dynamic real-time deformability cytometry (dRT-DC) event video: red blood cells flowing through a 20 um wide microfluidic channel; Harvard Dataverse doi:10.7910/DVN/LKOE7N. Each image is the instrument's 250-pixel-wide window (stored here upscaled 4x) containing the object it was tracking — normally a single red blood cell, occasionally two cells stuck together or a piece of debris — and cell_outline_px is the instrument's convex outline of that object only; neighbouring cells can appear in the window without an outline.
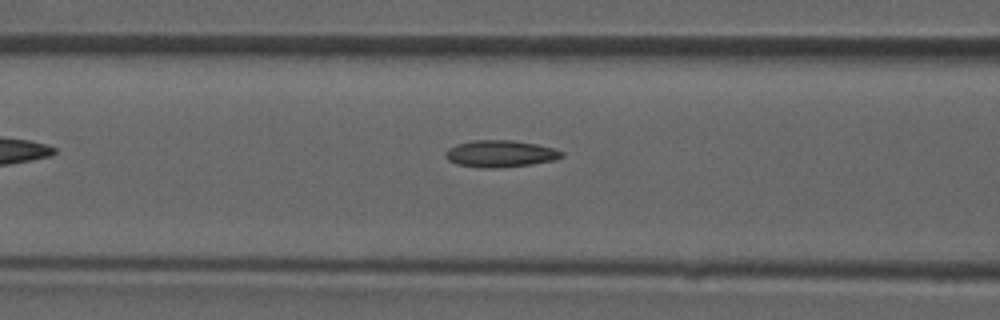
{"species": "common noctule bat (a hibernating species)", "species_latin": "Nyctalus noctula", "temperature_condition": "room temperature", "stored_images_in_passage": 34, "camera_frame_rate_fps": 3000, "um_per_image_px": 0.085, "animal": {"sex": "male", "forearm_length_mm": 52.5}, "frame": {"image": 1, "passage_image": 6, "time_ms": 1.667, "image_size_px": [1000, 320], "cell_outline_px": [[564, 156], [556, 160], [532, 164], [500, 168], [476, 168], [456, 164], [448, 160], [444, 156], [444, 152], [448, 148], [456, 144], [472, 140], [512, 140], [536, 144], [552, 148], [564, 152]], "centroid_in_image_um": [42.49, 13.07], "position_along_channel_um": 124.1, "area_um2": 18.5}}
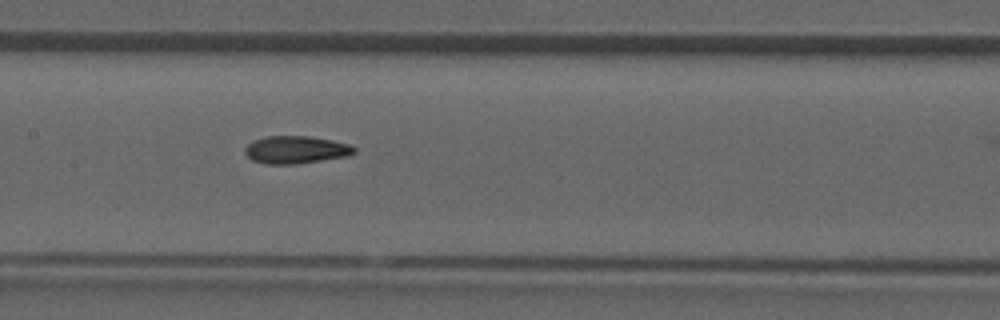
{"frame": {"image": 2, "passage_image": 10, "time_ms": 3.0, "image_size_px": [1000, 320], "cell_outline_px": [[356, 152], [348, 156], [296, 164], [264, 164], [252, 160], [244, 152], [244, 148], [252, 140], [268, 136], [308, 136], [332, 140], [352, 144], [356, 148]], "centroid_in_image_um": [25.16, 12.73], "position_along_channel_um": 182.2, "area_um2": 17.74}}